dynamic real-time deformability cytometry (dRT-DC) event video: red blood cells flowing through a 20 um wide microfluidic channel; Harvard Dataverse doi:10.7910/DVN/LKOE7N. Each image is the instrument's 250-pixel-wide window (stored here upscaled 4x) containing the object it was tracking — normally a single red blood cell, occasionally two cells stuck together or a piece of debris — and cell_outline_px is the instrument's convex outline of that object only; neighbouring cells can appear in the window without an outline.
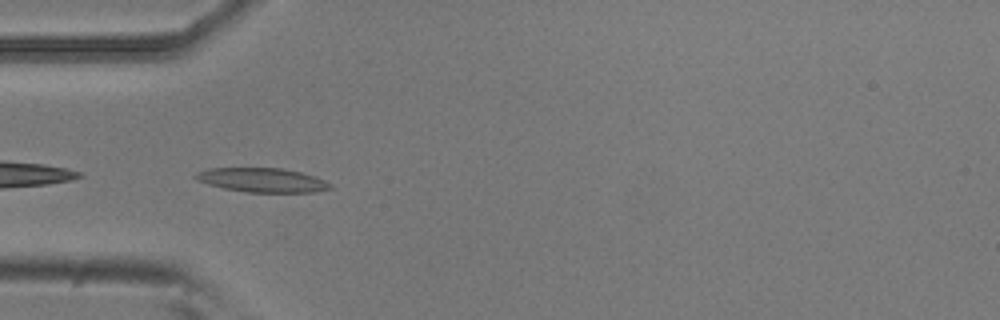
{"species": "common noctule bat (a hibernating species)", "species_latin": "Nyctalus noctula", "temperature_condition": "room temperature", "stored_images_in_passage": 36, "camera_frame_rate_fps": 3000, "um_per_image_px": 0.085, "animal": {"sex": "male", "body_mass_g": 20.5, "forearm_length_mm": 52.5}, "frame": {"image": 1, "passage_image": 1, "time_ms": 0.0, "image_size_px": [1000, 320], "cell_outline_px": [[332, 188], [312, 192], [248, 192], [224, 188], [208, 184], [196, 180], [192, 176], [196, 172], [208, 168], [280, 168], [300, 172], [324, 180], [332, 184]], "centroid_in_image_um": [22.24, 15.3], "position_along_channel_um": 62.8, "area_um2": 18.84}}
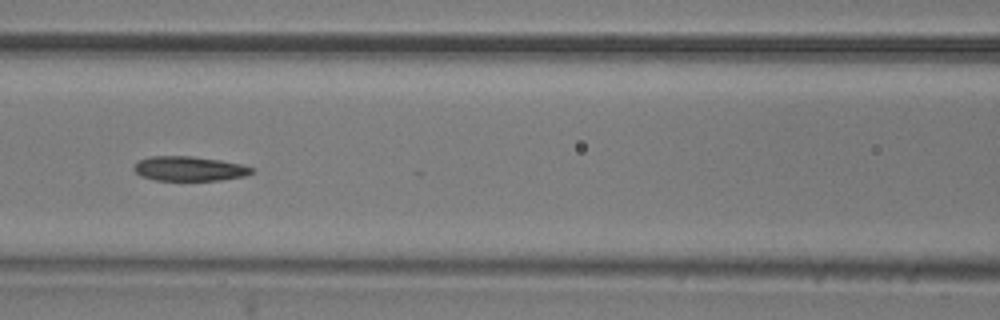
{"frame": {"image": 2, "passage_image": 8, "time_ms": 2.333, "image_size_px": [1000, 320], "cell_outline_px": [[256, 168], [252, 172], [244, 176], [220, 180], [156, 180], [140, 176], [132, 168], [140, 160], [152, 156], [192, 156], [220, 160], [240, 164]], "centroid_in_image_um": [16.09, 14.33], "position_along_channel_um": 150.5, "area_um2": 16.76}}
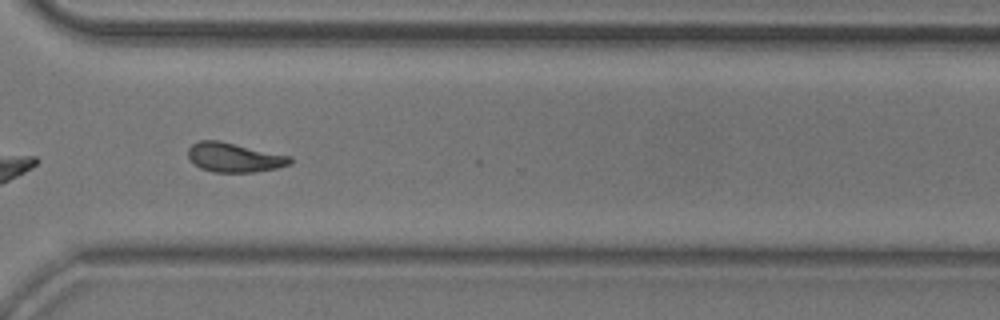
{"frame": {"image": 3, "passage_image": 24, "time_ms": 7.667, "image_size_px": [1000, 320], "cell_outline_px": [[292, 164], [276, 168], [252, 172], [212, 172], [200, 168], [192, 164], [188, 160], [188, 148], [192, 144], [200, 140], [220, 140], [292, 156]], "centroid_in_image_um": [19.89, 13.38], "position_along_channel_um": 350.7, "area_um2": 17.74}, "authors_computed_cell_mechanics": {"area_um2": 17.4845, "velocity_mm_per_s": 3.7634, "shape_relaxation_time_tau1_ms": 10.1177, "shape_relaxation_time_tau2_ms": null, "deformation_change_tau1": 0.2299, "deformation_change_tau2": null}}